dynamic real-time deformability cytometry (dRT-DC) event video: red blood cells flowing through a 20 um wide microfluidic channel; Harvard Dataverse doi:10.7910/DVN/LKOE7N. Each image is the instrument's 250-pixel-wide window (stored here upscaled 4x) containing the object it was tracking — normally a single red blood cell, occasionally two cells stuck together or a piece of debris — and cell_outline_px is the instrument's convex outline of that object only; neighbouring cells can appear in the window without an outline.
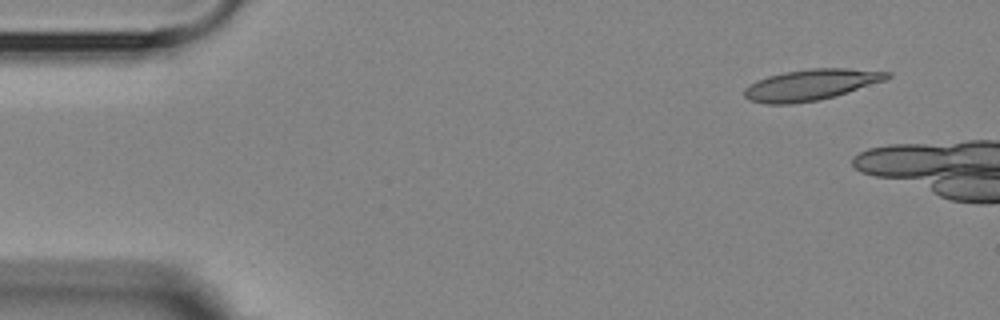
{"species": "Egyptian fruit bat (a non-hibernating species)", "species_latin": "Rousettus aegyptiacus", "temperature_condition": "room temperature", "stored_images_in_passage": 2, "camera_frame_rate_fps": 3000, "um_per_image_px": 0.085, "animal": {"sex": "female"}, "frame": {"image": 1, "passage_image": 1, "time_ms": 0.0, "image_size_px": [1000, 320], "cell_outline_px": [[892, 76], [884, 80], [836, 96], [820, 100], [792, 104], [768, 104], [752, 100], [744, 96], [744, 88], [756, 80], [768, 76], [784, 72], [808, 68], [848, 68], [892, 72]], "centroid_in_image_um": [68.93, 7.2], "position_along_channel_um": 16.1, "area_um2": 25.84}}